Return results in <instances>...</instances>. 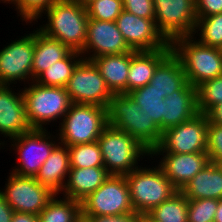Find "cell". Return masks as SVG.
Listing matches in <instances>:
<instances>
[{
	"mask_svg": "<svg viewBox=\"0 0 222 222\" xmlns=\"http://www.w3.org/2000/svg\"><path fill=\"white\" fill-rule=\"evenodd\" d=\"M207 129L208 116L199 113L189 121L164 130L158 146L151 153L207 152Z\"/></svg>",
	"mask_w": 222,
	"mask_h": 222,
	"instance_id": "8fae6325",
	"label": "cell"
},
{
	"mask_svg": "<svg viewBox=\"0 0 222 222\" xmlns=\"http://www.w3.org/2000/svg\"><path fill=\"white\" fill-rule=\"evenodd\" d=\"M79 1L83 6L87 7L92 1L95 0H77Z\"/></svg>",
	"mask_w": 222,
	"mask_h": 222,
	"instance_id": "bcb514c9",
	"label": "cell"
},
{
	"mask_svg": "<svg viewBox=\"0 0 222 222\" xmlns=\"http://www.w3.org/2000/svg\"><path fill=\"white\" fill-rule=\"evenodd\" d=\"M180 191L188 200L222 199V171L210 162Z\"/></svg>",
	"mask_w": 222,
	"mask_h": 222,
	"instance_id": "d4e9b609",
	"label": "cell"
},
{
	"mask_svg": "<svg viewBox=\"0 0 222 222\" xmlns=\"http://www.w3.org/2000/svg\"><path fill=\"white\" fill-rule=\"evenodd\" d=\"M199 113L208 114L215 106L222 104V75L207 80L197 87Z\"/></svg>",
	"mask_w": 222,
	"mask_h": 222,
	"instance_id": "d6a6232c",
	"label": "cell"
},
{
	"mask_svg": "<svg viewBox=\"0 0 222 222\" xmlns=\"http://www.w3.org/2000/svg\"><path fill=\"white\" fill-rule=\"evenodd\" d=\"M172 51L169 43L165 48L153 51H131V61L127 78V94L147 85L157 65Z\"/></svg>",
	"mask_w": 222,
	"mask_h": 222,
	"instance_id": "ffe728a7",
	"label": "cell"
},
{
	"mask_svg": "<svg viewBox=\"0 0 222 222\" xmlns=\"http://www.w3.org/2000/svg\"><path fill=\"white\" fill-rule=\"evenodd\" d=\"M123 9L145 19L155 18L153 0H122Z\"/></svg>",
	"mask_w": 222,
	"mask_h": 222,
	"instance_id": "74e56055",
	"label": "cell"
},
{
	"mask_svg": "<svg viewBox=\"0 0 222 222\" xmlns=\"http://www.w3.org/2000/svg\"><path fill=\"white\" fill-rule=\"evenodd\" d=\"M216 165L219 167V169L222 171V162H217Z\"/></svg>",
	"mask_w": 222,
	"mask_h": 222,
	"instance_id": "681fc988",
	"label": "cell"
},
{
	"mask_svg": "<svg viewBox=\"0 0 222 222\" xmlns=\"http://www.w3.org/2000/svg\"><path fill=\"white\" fill-rule=\"evenodd\" d=\"M21 90L32 129L46 130V125L62 121L72 104L65 87L42 86L32 81Z\"/></svg>",
	"mask_w": 222,
	"mask_h": 222,
	"instance_id": "277c9868",
	"label": "cell"
},
{
	"mask_svg": "<svg viewBox=\"0 0 222 222\" xmlns=\"http://www.w3.org/2000/svg\"><path fill=\"white\" fill-rule=\"evenodd\" d=\"M11 222H39L38 215L14 212Z\"/></svg>",
	"mask_w": 222,
	"mask_h": 222,
	"instance_id": "b9f144b4",
	"label": "cell"
},
{
	"mask_svg": "<svg viewBox=\"0 0 222 222\" xmlns=\"http://www.w3.org/2000/svg\"><path fill=\"white\" fill-rule=\"evenodd\" d=\"M110 176L104 167L70 168L66 184L60 194L81 202Z\"/></svg>",
	"mask_w": 222,
	"mask_h": 222,
	"instance_id": "d6986e66",
	"label": "cell"
},
{
	"mask_svg": "<svg viewBox=\"0 0 222 222\" xmlns=\"http://www.w3.org/2000/svg\"><path fill=\"white\" fill-rule=\"evenodd\" d=\"M70 168L104 167L98 141L68 146Z\"/></svg>",
	"mask_w": 222,
	"mask_h": 222,
	"instance_id": "1f68e13d",
	"label": "cell"
},
{
	"mask_svg": "<svg viewBox=\"0 0 222 222\" xmlns=\"http://www.w3.org/2000/svg\"><path fill=\"white\" fill-rule=\"evenodd\" d=\"M59 194L38 214L39 222H77L81 218V202Z\"/></svg>",
	"mask_w": 222,
	"mask_h": 222,
	"instance_id": "83f0119b",
	"label": "cell"
},
{
	"mask_svg": "<svg viewBox=\"0 0 222 222\" xmlns=\"http://www.w3.org/2000/svg\"><path fill=\"white\" fill-rule=\"evenodd\" d=\"M159 155V156H158ZM154 156V157H153ZM160 156H162L160 158ZM160 158L159 162L153 158ZM154 160L164 171L172 185L180 191L198 172L210 163L207 152L189 154L180 153H150L147 159Z\"/></svg>",
	"mask_w": 222,
	"mask_h": 222,
	"instance_id": "e0dca14e",
	"label": "cell"
},
{
	"mask_svg": "<svg viewBox=\"0 0 222 222\" xmlns=\"http://www.w3.org/2000/svg\"><path fill=\"white\" fill-rule=\"evenodd\" d=\"M70 170L68 146L58 144L40 167L35 179L55 194L62 192Z\"/></svg>",
	"mask_w": 222,
	"mask_h": 222,
	"instance_id": "603a6c76",
	"label": "cell"
},
{
	"mask_svg": "<svg viewBox=\"0 0 222 222\" xmlns=\"http://www.w3.org/2000/svg\"><path fill=\"white\" fill-rule=\"evenodd\" d=\"M115 22L132 50L153 51L169 44L158 32L154 19L141 18L123 10Z\"/></svg>",
	"mask_w": 222,
	"mask_h": 222,
	"instance_id": "2e32d148",
	"label": "cell"
},
{
	"mask_svg": "<svg viewBox=\"0 0 222 222\" xmlns=\"http://www.w3.org/2000/svg\"><path fill=\"white\" fill-rule=\"evenodd\" d=\"M143 166L124 175L134 211L142 215L148 214L178 191L159 165L153 167L149 165V168L147 165Z\"/></svg>",
	"mask_w": 222,
	"mask_h": 222,
	"instance_id": "5b68a950",
	"label": "cell"
},
{
	"mask_svg": "<svg viewBox=\"0 0 222 222\" xmlns=\"http://www.w3.org/2000/svg\"><path fill=\"white\" fill-rule=\"evenodd\" d=\"M133 211L129 186L124 175H111L81 201V216H113Z\"/></svg>",
	"mask_w": 222,
	"mask_h": 222,
	"instance_id": "9c48e42d",
	"label": "cell"
},
{
	"mask_svg": "<svg viewBox=\"0 0 222 222\" xmlns=\"http://www.w3.org/2000/svg\"><path fill=\"white\" fill-rule=\"evenodd\" d=\"M14 87L0 85V135L8 140L32 130L27 120L22 90L15 92Z\"/></svg>",
	"mask_w": 222,
	"mask_h": 222,
	"instance_id": "ac0fdd59",
	"label": "cell"
},
{
	"mask_svg": "<svg viewBox=\"0 0 222 222\" xmlns=\"http://www.w3.org/2000/svg\"><path fill=\"white\" fill-rule=\"evenodd\" d=\"M86 8L88 18L101 21H116L124 10L122 0H95Z\"/></svg>",
	"mask_w": 222,
	"mask_h": 222,
	"instance_id": "e575fe53",
	"label": "cell"
},
{
	"mask_svg": "<svg viewBox=\"0 0 222 222\" xmlns=\"http://www.w3.org/2000/svg\"><path fill=\"white\" fill-rule=\"evenodd\" d=\"M66 91L75 104L97 105L107 108L113 93L91 60L82 59L70 77Z\"/></svg>",
	"mask_w": 222,
	"mask_h": 222,
	"instance_id": "7c38bea8",
	"label": "cell"
},
{
	"mask_svg": "<svg viewBox=\"0 0 222 222\" xmlns=\"http://www.w3.org/2000/svg\"><path fill=\"white\" fill-rule=\"evenodd\" d=\"M43 14L38 19L46 16L47 22L36 29L72 51L83 50L88 21L85 6L77 0H56Z\"/></svg>",
	"mask_w": 222,
	"mask_h": 222,
	"instance_id": "6da1fadb",
	"label": "cell"
},
{
	"mask_svg": "<svg viewBox=\"0 0 222 222\" xmlns=\"http://www.w3.org/2000/svg\"><path fill=\"white\" fill-rule=\"evenodd\" d=\"M77 222H89L86 218L81 217Z\"/></svg>",
	"mask_w": 222,
	"mask_h": 222,
	"instance_id": "c3c4849f",
	"label": "cell"
},
{
	"mask_svg": "<svg viewBox=\"0 0 222 222\" xmlns=\"http://www.w3.org/2000/svg\"><path fill=\"white\" fill-rule=\"evenodd\" d=\"M91 61L95 64L113 94H127L131 51L117 55H102L92 58Z\"/></svg>",
	"mask_w": 222,
	"mask_h": 222,
	"instance_id": "cb8c5ba5",
	"label": "cell"
},
{
	"mask_svg": "<svg viewBox=\"0 0 222 222\" xmlns=\"http://www.w3.org/2000/svg\"><path fill=\"white\" fill-rule=\"evenodd\" d=\"M31 32L0 49V85L32 82L35 29Z\"/></svg>",
	"mask_w": 222,
	"mask_h": 222,
	"instance_id": "5bb4252c",
	"label": "cell"
},
{
	"mask_svg": "<svg viewBox=\"0 0 222 222\" xmlns=\"http://www.w3.org/2000/svg\"><path fill=\"white\" fill-rule=\"evenodd\" d=\"M141 222H155L154 220H152L147 214H144Z\"/></svg>",
	"mask_w": 222,
	"mask_h": 222,
	"instance_id": "f6af8a7d",
	"label": "cell"
},
{
	"mask_svg": "<svg viewBox=\"0 0 222 222\" xmlns=\"http://www.w3.org/2000/svg\"><path fill=\"white\" fill-rule=\"evenodd\" d=\"M5 187L0 189L7 203L19 213L38 215L55 196L48 187L41 185L35 177L8 173Z\"/></svg>",
	"mask_w": 222,
	"mask_h": 222,
	"instance_id": "4fadbf2b",
	"label": "cell"
},
{
	"mask_svg": "<svg viewBox=\"0 0 222 222\" xmlns=\"http://www.w3.org/2000/svg\"><path fill=\"white\" fill-rule=\"evenodd\" d=\"M7 141H8V140H6V141H5V139H4V141H3V142H2V141H0V150H1V148H2V149H4V148H5V146L7 145ZM4 145H5V146H4ZM1 146H2V147H1ZM3 147H4V148H3Z\"/></svg>",
	"mask_w": 222,
	"mask_h": 222,
	"instance_id": "7dc6e473",
	"label": "cell"
},
{
	"mask_svg": "<svg viewBox=\"0 0 222 222\" xmlns=\"http://www.w3.org/2000/svg\"><path fill=\"white\" fill-rule=\"evenodd\" d=\"M98 143L101 148L104 168L111 175H125L139 167L138 161L150 157V152L124 131L108 125Z\"/></svg>",
	"mask_w": 222,
	"mask_h": 222,
	"instance_id": "52a82bcc",
	"label": "cell"
},
{
	"mask_svg": "<svg viewBox=\"0 0 222 222\" xmlns=\"http://www.w3.org/2000/svg\"><path fill=\"white\" fill-rule=\"evenodd\" d=\"M56 0H10L7 4H13L12 7L20 16L22 22L26 25L29 23L35 25L38 18L44 13Z\"/></svg>",
	"mask_w": 222,
	"mask_h": 222,
	"instance_id": "836d02e7",
	"label": "cell"
},
{
	"mask_svg": "<svg viewBox=\"0 0 222 222\" xmlns=\"http://www.w3.org/2000/svg\"><path fill=\"white\" fill-rule=\"evenodd\" d=\"M108 125L136 139L150 153L158 146L162 131L129 94H114L107 107Z\"/></svg>",
	"mask_w": 222,
	"mask_h": 222,
	"instance_id": "7a4b0ae2",
	"label": "cell"
},
{
	"mask_svg": "<svg viewBox=\"0 0 222 222\" xmlns=\"http://www.w3.org/2000/svg\"><path fill=\"white\" fill-rule=\"evenodd\" d=\"M13 214L14 210L10 207L0 192V222H11Z\"/></svg>",
	"mask_w": 222,
	"mask_h": 222,
	"instance_id": "60d3db41",
	"label": "cell"
},
{
	"mask_svg": "<svg viewBox=\"0 0 222 222\" xmlns=\"http://www.w3.org/2000/svg\"><path fill=\"white\" fill-rule=\"evenodd\" d=\"M214 222H222V199L218 201V209L215 213Z\"/></svg>",
	"mask_w": 222,
	"mask_h": 222,
	"instance_id": "ee69618b",
	"label": "cell"
},
{
	"mask_svg": "<svg viewBox=\"0 0 222 222\" xmlns=\"http://www.w3.org/2000/svg\"><path fill=\"white\" fill-rule=\"evenodd\" d=\"M107 126V108L72 103L56 133L60 144L73 146L97 141Z\"/></svg>",
	"mask_w": 222,
	"mask_h": 222,
	"instance_id": "8992f818",
	"label": "cell"
},
{
	"mask_svg": "<svg viewBox=\"0 0 222 222\" xmlns=\"http://www.w3.org/2000/svg\"><path fill=\"white\" fill-rule=\"evenodd\" d=\"M172 52L179 58L187 81L193 87L222 75V49L199 43L193 36L175 39Z\"/></svg>",
	"mask_w": 222,
	"mask_h": 222,
	"instance_id": "3957f363",
	"label": "cell"
},
{
	"mask_svg": "<svg viewBox=\"0 0 222 222\" xmlns=\"http://www.w3.org/2000/svg\"><path fill=\"white\" fill-rule=\"evenodd\" d=\"M10 0H0V3H5L7 4Z\"/></svg>",
	"mask_w": 222,
	"mask_h": 222,
	"instance_id": "f907efd6",
	"label": "cell"
},
{
	"mask_svg": "<svg viewBox=\"0 0 222 222\" xmlns=\"http://www.w3.org/2000/svg\"><path fill=\"white\" fill-rule=\"evenodd\" d=\"M147 215L155 222H188V199L177 191Z\"/></svg>",
	"mask_w": 222,
	"mask_h": 222,
	"instance_id": "f1b7e54d",
	"label": "cell"
},
{
	"mask_svg": "<svg viewBox=\"0 0 222 222\" xmlns=\"http://www.w3.org/2000/svg\"><path fill=\"white\" fill-rule=\"evenodd\" d=\"M162 131L164 96L149 83L128 93Z\"/></svg>",
	"mask_w": 222,
	"mask_h": 222,
	"instance_id": "f546056e",
	"label": "cell"
},
{
	"mask_svg": "<svg viewBox=\"0 0 222 222\" xmlns=\"http://www.w3.org/2000/svg\"><path fill=\"white\" fill-rule=\"evenodd\" d=\"M207 154L210 162H222V125L208 119Z\"/></svg>",
	"mask_w": 222,
	"mask_h": 222,
	"instance_id": "8d00e7d4",
	"label": "cell"
},
{
	"mask_svg": "<svg viewBox=\"0 0 222 222\" xmlns=\"http://www.w3.org/2000/svg\"><path fill=\"white\" fill-rule=\"evenodd\" d=\"M132 51L117 28L115 21H101L88 18L87 36L83 59L91 60L102 55H117Z\"/></svg>",
	"mask_w": 222,
	"mask_h": 222,
	"instance_id": "9a60e30c",
	"label": "cell"
},
{
	"mask_svg": "<svg viewBox=\"0 0 222 222\" xmlns=\"http://www.w3.org/2000/svg\"><path fill=\"white\" fill-rule=\"evenodd\" d=\"M89 222H141L143 215L136 211L113 216H81Z\"/></svg>",
	"mask_w": 222,
	"mask_h": 222,
	"instance_id": "ab89813d",
	"label": "cell"
},
{
	"mask_svg": "<svg viewBox=\"0 0 222 222\" xmlns=\"http://www.w3.org/2000/svg\"><path fill=\"white\" fill-rule=\"evenodd\" d=\"M207 116L212 123L222 125V104L215 106Z\"/></svg>",
	"mask_w": 222,
	"mask_h": 222,
	"instance_id": "7bdbcfd3",
	"label": "cell"
},
{
	"mask_svg": "<svg viewBox=\"0 0 222 222\" xmlns=\"http://www.w3.org/2000/svg\"><path fill=\"white\" fill-rule=\"evenodd\" d=\"M10 143V149L17 152L18 161L11 172L19 176L35 177L60 142L58 135L50 134L48 129H32L10 139Z\"/></svg>",
	"mask_w": 222,
	"mask_h": 222,
	"instance_id": "ba28073f",
	"label": "cell"
},
{
	"mask_svg": "<svg viewBox=\"0 0 222 222\" xmlns=\"http://www.w3.org/2000/svg\"><path fill=\"white\" fill-rule=\"evenodd\" d=\"M219 199L188 200V222H214Z\"/></svg>",
	"mask_w": 222,
	"mask_h": 222,
	"instance_id": "d590c367",
	"label": "cell"
},
{
	"mask_svg": "<svg viewBox=\"0 0 222 222\" xmlns=\"http://www.w3.org/2000/svg\"><path fill=\"white\" fill-rule=\"evenodd\" d=\"M71 50L59 40L35 30V49L32 64V81L49 66L62 60Z\"/></svg>",
	"mask_w": 222,
	"mask_h": 222,
	"instance_id": "484cf974",
	"label": "cell"
},
{
	"mask_svg": "<svg viewBox=\"0 0 222 222\" xmlns=\"http://www.w3.org/2000/svg\"><path fill=\"white\" fill-rule=\"evenodd\" d=\"M83 59L80 52L70 51L62 60H59L41 72L34 82L42 86L66 87L78 63Z\"/></svg>",
	"mask_w": 222,
	"mask_h": 222,
	"instance_id": "4316f807",
	"label": "cell"
},
{
	"mask_svg": "<svg viewBox=\"0 0 222 222\" xmlns=\"http://www.w3.org/2000/svg\"><path fill=\"white\" fill-rule=\"evenodd\" d=\"M149 84L164 98L177 90H197L188 83L182 64L172 51L157 65Z\"/></svg>",
	"mask_w": 222,
	"mask_h": 222,
	"instance_id": "44dd1931",
	"label": "cell"
},
{
	"mask_svg": "<svg viewBox=\"0 0 222 222\" xmlns=\"http://www.w3.org/2000/svg\"><path fill=\"white\" fill-rule=\"evenodd\" d=\"M192 36L203 45L222 49V13L198 19Z\"/></svg>",
	"mask_w": 222,
	"mask_h": 222,
	"instance_id": "4dcf8cb0",
	"label": "cell"
},
{
	"mask_svg": "<svg viewBox=\"0 0 222 222\" xmlns=\"http://www.w3.org/2000/svg\"><path fill=\"white\" fill-rule=\"evenodd\" d=\"M195 13L197 20L222 13V0H195Z\"/></svg>",
	"mask_w": 222,
	"mask_h": 222,
	"instance_id": "f35d334b",
	"label": "cell"
},
{
	"mask_svg": "<svg viewBox=\"0 0 222 222\" xmlns=\"http://www.w3.org/2000/svg\"><path fill=\"white\" fill-rule=\"evenodd\" d=\"M198 111L197 90H177L164 99L162 132L194 118Z\"/></svg>",
	"mask_w": 222,
	"mask_h": 222,
	"instance_id": "7402d4cb",
	"label": "cell"
},
{
	"mask_svg": "<svg viewBox=\"0 0 222 222\" xmlns=\"http://www.w3.org/2000/svg\"><path fill=\"white\" fill-rule=\"evenodd\" d=\"M155 24L168 42L192 36L196 26L195 0H153Z\"/></svg>",
	"mask_w": 222,
	"mask_h": 222,
	"instance_id": "30bf717a",
	"label": "cell"
}]
</instances>
